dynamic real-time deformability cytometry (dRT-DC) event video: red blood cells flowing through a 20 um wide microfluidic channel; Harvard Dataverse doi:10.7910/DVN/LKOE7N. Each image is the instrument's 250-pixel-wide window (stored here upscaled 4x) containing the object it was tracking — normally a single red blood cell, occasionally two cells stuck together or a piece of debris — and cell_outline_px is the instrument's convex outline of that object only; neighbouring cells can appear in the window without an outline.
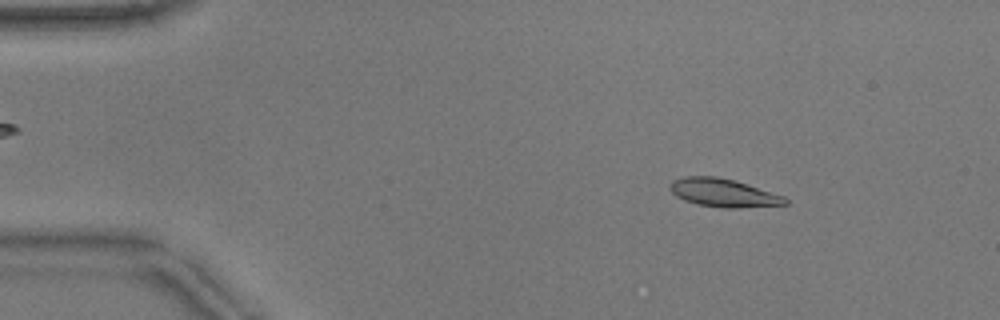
{"species": "common noctule bat (a hibernating species)", "species_latin": "Nyctalus noctula", "temperature_condition": "warm", "stored_images_in_passage": 52, "camera_frame_rate_fps": 3000, "um_per_image_px": 0.085, "animal": {"sex": "male", "body_mass_g": 17.9}, "frame": {"image": 1, "passage_image": 7, "time_ms": 2.0, "image_size_px": [1000, 320], "cell_outline_px": [[788, 204], [740, 208], [724, 208], [696, 204], [684, 200], [676, 196], [668, 188], [668, 184], [672, 180], [684, 176], [716, 176], [736, 180], [784, 196], [788, 200]], "centroid_in_image_um": [61.46, 16.38], "position_along_channel_um": 23.5, "area_um2": 19.19}}
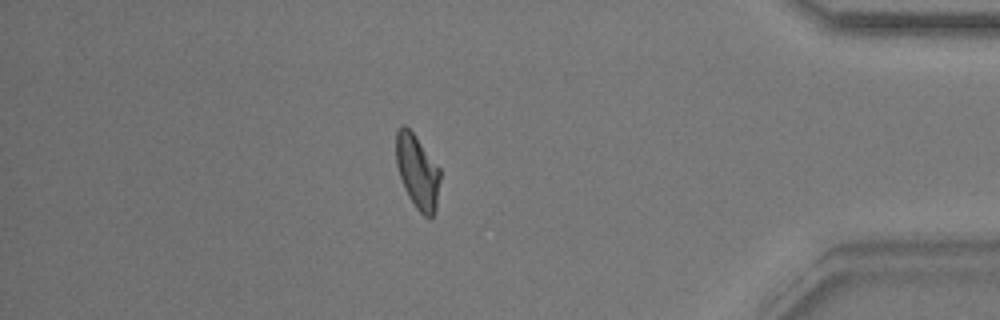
{"frame": {"image": 2, "passage_image": 45, "time_ms": 14.667, "image_size_px": [1000, 320], "cell_outline_px": [[440, 180], [436, 208], [432, 216], [428, 220], [416, 208], [408, 196], [404, 188], [396, 164], [396, 132], [404, 124], [416, 136], [440, 168]], "centroid_in_image_um": [35.49, 14.61], "position_along_channel_um": 399.7, "area_um2": 18.96}}
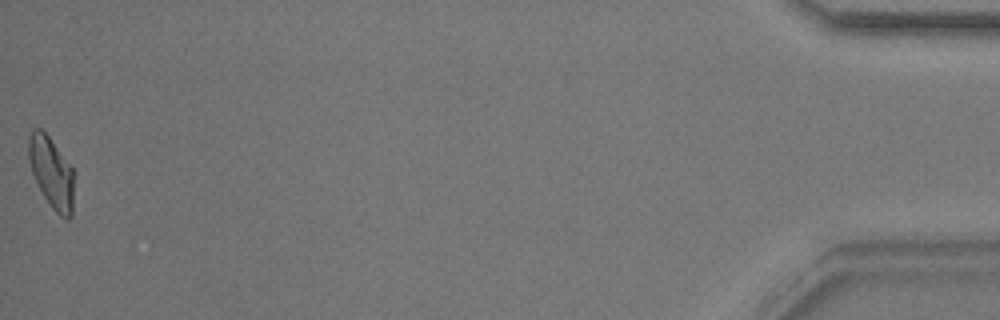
{"frame": {"image": 3, "passage_image": 52, "time_ms": 17.0, "image_size_px": [1000, 320], "cell_outline_px": [[76, 172], [72, 216], [68, 220], [60, 216], [52, 208], [44, 196], [32, 172], [28, 160], [28, 136], [32, 128], [40, 128], [48, 136]], "centroid_in_image_um": [4.41, 14.68], "position_along_channel_um": 430.8, "area_um2": 19.19}, "authors_computed_cell_mechanics": {"area_um2": 19.0162, "velocity_mm_per_s": 3.8672, "shape_relaxation_time_tau1_ms": 3.1374, "shape_relaxation_time_tau2_ms": 2.4219, "deformation_change_tau1": 0.1598, "deformation_change_tau2": 0.1002}}